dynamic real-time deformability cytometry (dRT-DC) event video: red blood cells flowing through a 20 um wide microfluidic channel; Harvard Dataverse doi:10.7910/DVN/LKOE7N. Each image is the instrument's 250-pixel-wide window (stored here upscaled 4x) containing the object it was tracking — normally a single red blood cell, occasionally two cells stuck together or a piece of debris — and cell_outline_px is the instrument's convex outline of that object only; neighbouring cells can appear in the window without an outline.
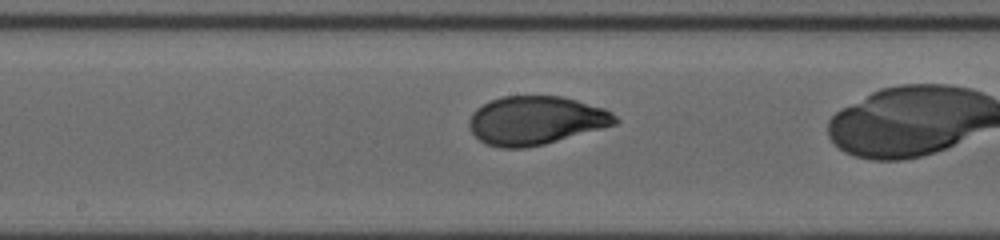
{"species": "human", "species_latin": "Homo sapiens", "temperature_condition": "cold", "stored_images_in_passage": 39, "camera_frame_rate_fps": 3000, "um_per_image_px": 0.085, "donor": {"sex": "female"}, "frame": {"image": 1, "passage_image": 26, "time_ms": 8.333, "image_size_px": [1000, 240], "cell_outline_px": [[620, 120], [616, 124], [544, 144], [524, 148], [500, 148], [484, 144], [468, 128], [468, 120], [472, 112], [476, 108], [492, 100], [504, 96], [560, 96], [576, 100], [604, 108], [612, 112]], "centroid_in_image_um": [45.51, 10.24], "position_along_channel_um": 202.7, "area_um2": 41.27}}
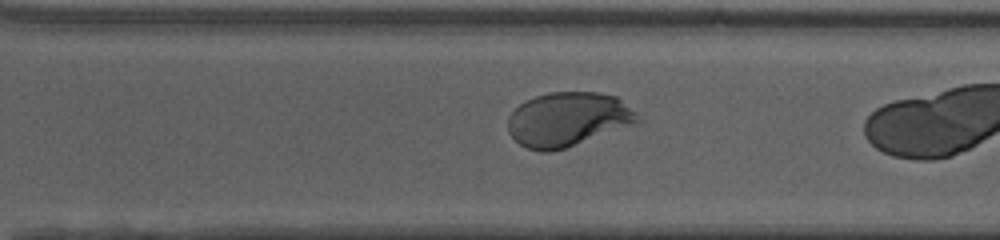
{"frame": {"image": 2, "passage_image": 35, "time_ms": 11.333, "image_size_px": [1000, 240], "cell_outline_px": [[640, 120], [632, 124], [564, 148], [548, 152], [540, 152], [528, 148], [520, 144], [508, 132], [508, 116], [520, 104], [536, 96], [552, 92], [596, 92], [616, 96], [636, 112]], "centroid_in_image_um": [48.23, 10.13], "position_along_channel_um": 322.4, "area_um2": 40.23}}